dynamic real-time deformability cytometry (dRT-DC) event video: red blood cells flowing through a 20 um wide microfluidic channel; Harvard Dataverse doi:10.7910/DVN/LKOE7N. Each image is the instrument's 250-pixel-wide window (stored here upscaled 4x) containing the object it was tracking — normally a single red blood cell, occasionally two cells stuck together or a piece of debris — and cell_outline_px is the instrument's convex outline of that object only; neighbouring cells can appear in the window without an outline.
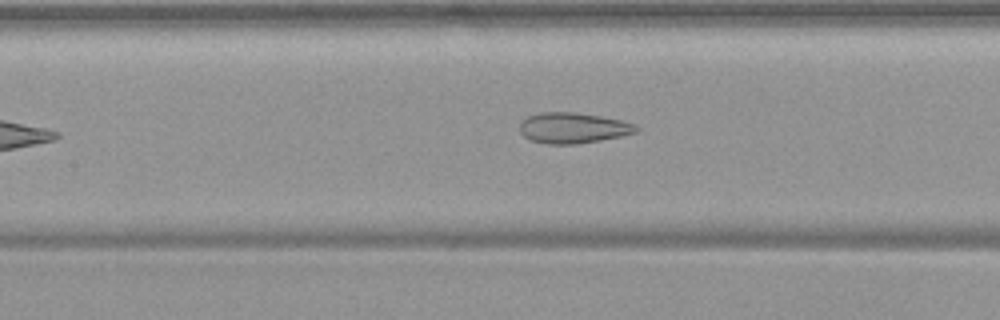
{"species": "common noctule bat (a hibernating species)", "species_latin": "Nyctalus noctula", "temperature_condition": "warm", "stored_images_in_passage": 35, "camera_frame_rate_fps": 3000, "um_per_image_px": 0.085, "animal": {"sex": "female", "body_mass_g": 19.9}, "frame": {"image": 1, "passage_image": 9, "time_ms": 2.667, "image_size_px": [1000, 320], "cell_outline_px": [[640, 128], [636, 132], [620, 136], [600, 140], [576, 144], [544, 144], [528, 140], [520, 132], [520, 120], [528, 116], [540, 112], [576, 112], [600, 116], [620, 120], [636, 124]], "centroid_in_image_um": [48.67, 10.87], "position_along_channel_um": 158.7, "area_um2": 20.98}}
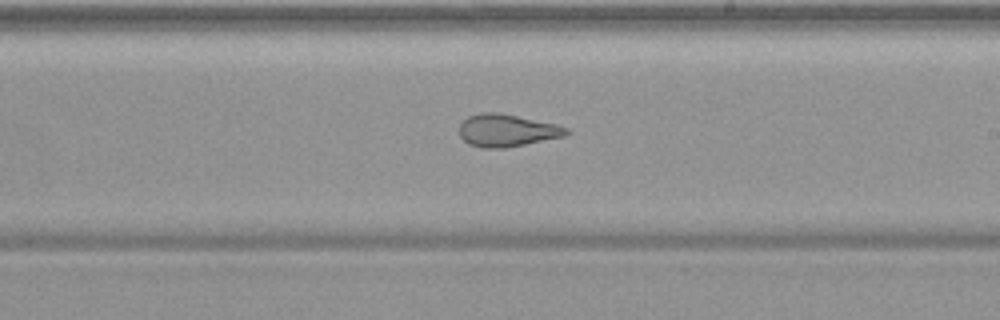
{"frame": {"image": 2, "passage_image": 16, "time_ms": 5.0, "image_size_px": [1000, 320], "cell_outline_px": [[572, 132], [564, 136], [504, 148], [480, 148], [468, 144], [460, 136], [460, 124], [468, 116], [480, 112], [496, 112], [556, 124], [568, 128]], "centroid_in_image_um": [43.07, 11.09], "position_along_channel_um": 245.9, "area_um2": 20.11}}
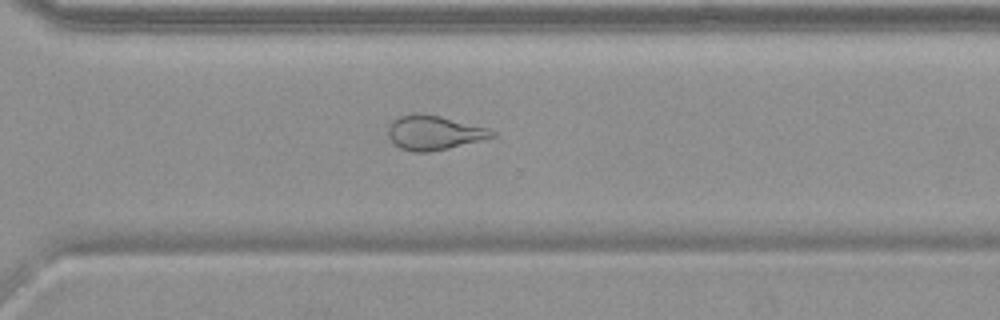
{"frame": {"image": 3, "passage_image": 23, "time_ms": 7.333, "image_size_px": [1000, 320], "cell_outline_px": [[496, 136], [448, 148], [428, 152], [412, 152], [400, 148], [388, 136], [388, 128], [392, 120], [400, 116], [412, 112], [420, 112], [440, 116], [488, 128], [496, 132]], "centroid_in_image_um": [36.86, 11.26], "position_along_channel_um": 333.7, "area_um2": 20.75}, "authors_computed_cell_mechanics": {"area_um2": 21.964, "velocity_mm_per_s": 3.7632, "shape_relaxation_time_tau1_ms": null, "shape_relaxation_time_tau2_ms": 1.2378, "deformation_change_tau1": null, "deformation_change_tau2": 0.0907}}